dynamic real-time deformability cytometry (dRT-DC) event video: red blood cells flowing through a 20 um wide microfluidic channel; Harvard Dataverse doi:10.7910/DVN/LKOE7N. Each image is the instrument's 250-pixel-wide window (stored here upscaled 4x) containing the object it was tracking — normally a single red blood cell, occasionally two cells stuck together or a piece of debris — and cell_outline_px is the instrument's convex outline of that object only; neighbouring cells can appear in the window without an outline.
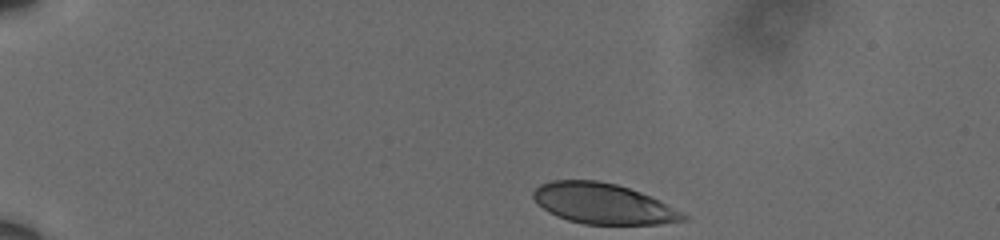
{"species": "human", "species_latin": "Homo sapiens", "temperature_condition": "cold", "stored_images_in_passage": 7, "camera_frame_rate_fps": 3000, "um_per_image_px": 0.085, "donor": {"sex": "male"}, "frame": {"image": 1, "passage_image": 1, "time_ms": 0.0, "image_size_px": [1000, 240], "cell_outline_px": [[688, 220], [660, 224], [584, 224], [568, 220], [556, 216], [548, 212], [536, 204], [532, 196], [532, 192], [540, 184], [552, 180], [596, 180], [616, 184], [640, 192], [688, 216]], "centroid_in_image_um": [51.18, 17.31], "position_along_channel_um": 33.8, "area_um2": 35.14}}
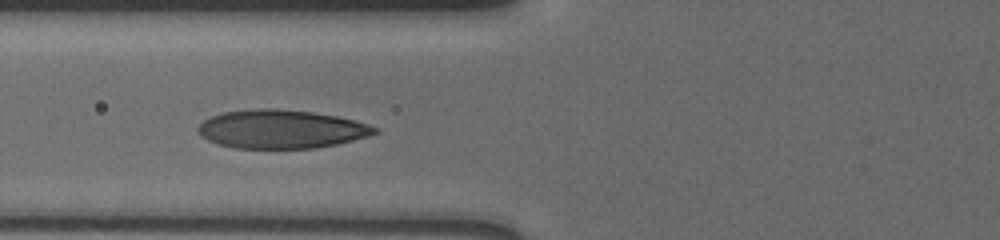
{"frame": {"image": 2, "passage_image": 6, "time_ms": 1.667, "image_size_px": [1000, 240], "cell_outline_px": [[380, 132], [368, 136], [336, 144], [316, 148], [236, 148], [216, 144], [200, 136], [196, 132], [196, 128], [204, 120], [212, 116], [224, 112], [256, 108], [272, 108], [312, 112], [336, 116], [356, 120], [380, 128]], "centroid_in_image_um": [23.9, 10.97], "position_along_channel_um": 101.9, "area_um2": 39.88}}
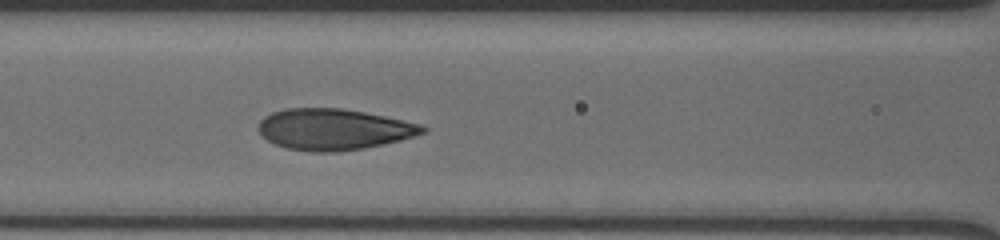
{"frame": {"image": 3, "passage_image": 7, "time_ms": 2.0, "image_size_px": [1000, 240], "cell_outline_px": [[428, 128], [424, 132], [416, 136], [400, 140], [364, 148], [336, 152], [312, 152], [288, 148], [276, 144], [260, 136], [256, 128], [260, 120], [264, 116], [272, 112], [284, 108], [344, 108], [384, 116], [420, 124]], "centroid_in_image_um": [28.32, 10.99], "position_along_channel_um": 138.3, "area_um2": 39.48}}